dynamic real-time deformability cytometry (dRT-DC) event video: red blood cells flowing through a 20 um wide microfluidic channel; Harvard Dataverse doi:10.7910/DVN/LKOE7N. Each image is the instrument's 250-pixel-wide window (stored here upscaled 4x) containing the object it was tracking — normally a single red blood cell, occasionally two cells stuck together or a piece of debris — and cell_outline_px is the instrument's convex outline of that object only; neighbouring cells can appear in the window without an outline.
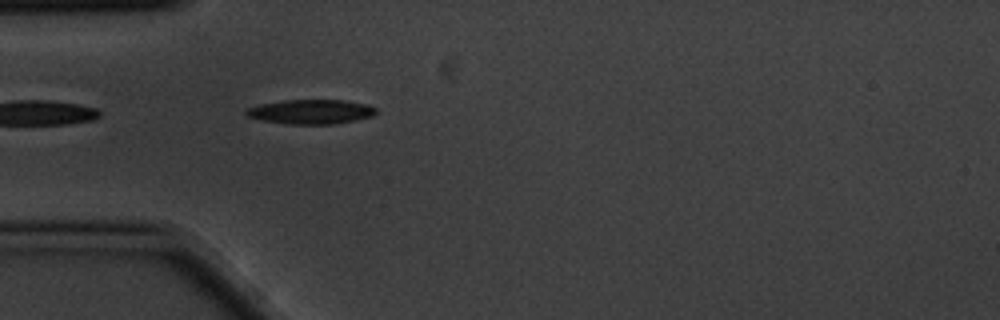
{"species": "common noctule bat (a hibernating species)", "species_latin": "Nyctalus noctula", "temperature_condition": "cold", "stored_images_in_passage": 4, "camera_frame_rate_fps": 3000, "um_per_image_px": 0.085, "animal": {"sex": "male", "body_mass_g": 20.1, "forearm_length_mm": 53.5}, "frame": {"image": 1, "passage_image": 4, "time_ms": 1.0, "image_size_px": [1000, 320], "cell_outline_px": [[376, 112], [372, 116], [356, 120], [332, 124], [288, 124], [260, 120], [248, 116], [244, 112], [248, 108], [260, 104], [284, 100], [344, 100], [368, 104], [376, 108]], "centroid_in_image_um": [26.43, 9.49], "position_along_channel_um": 58.6, "area_um2": 18.5}}